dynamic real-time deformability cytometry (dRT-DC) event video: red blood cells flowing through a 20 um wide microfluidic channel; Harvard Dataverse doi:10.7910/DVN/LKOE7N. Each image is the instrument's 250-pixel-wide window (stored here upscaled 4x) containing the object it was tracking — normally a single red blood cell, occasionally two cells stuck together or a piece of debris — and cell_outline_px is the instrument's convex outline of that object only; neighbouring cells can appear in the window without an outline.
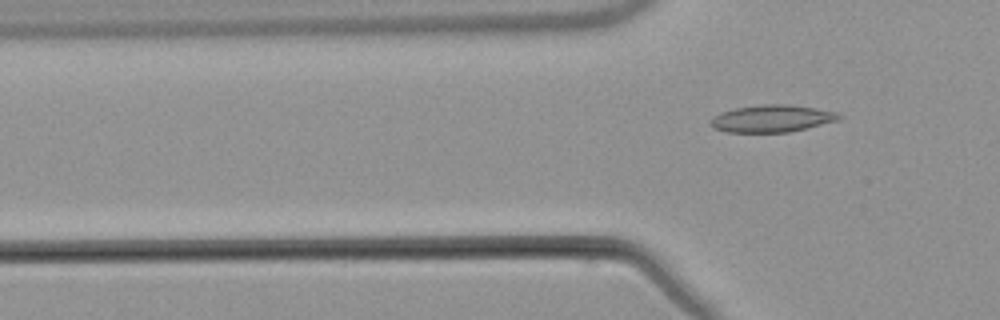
{"species": "common noctule bat (a hibernating species)", "species_latin": "Nyctalus noctula", "temperature_condition": "warm", "stored_images_in_passage": 3, "camera_frame_rate_fps": 3000, "um_per_image_px": 0.085, "animal": {"sex": "male", "body_mass_g": 21.5, "forearm_length_mm": 52.0}, "frame": {"image": 1, "passage_image": 3, "time_ms": 4.0, "image_size_px": [1000, 320], "cell_outline_px": [[840, 120], [808, 128], [788, 132], [728, 132], [712, 128], [708, 124], [720, 112], [736, 108], [764, 104], [788, 104], [816, 108], [836, 112], [840, 116]], "centroid_in_image_um": [65.62, 10.08], "position_along_channel_um": 60.2, "area_um2": 20.29}}